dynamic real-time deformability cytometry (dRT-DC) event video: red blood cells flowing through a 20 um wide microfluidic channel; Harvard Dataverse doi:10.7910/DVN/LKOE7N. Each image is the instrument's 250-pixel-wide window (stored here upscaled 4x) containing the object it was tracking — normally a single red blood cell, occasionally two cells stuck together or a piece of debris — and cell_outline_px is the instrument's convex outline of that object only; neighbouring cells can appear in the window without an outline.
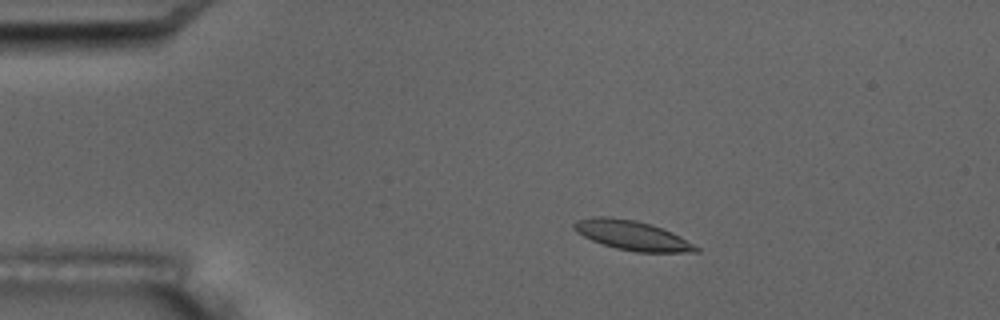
{"species": "common noctule bat (a hibernating species)", "species_latin": "Nyctalus noctula", "temperature_condition": "room temperature", "stored_images_in_passage": 6, "camera_frame_rate_fps": 3000, "um_per_image_px": 0.085, "animal": {"sex": "male", "body_mass_g": 17.5, "forearm_length_mm": 52.3}, "frame": {"image": 1, "passage_image": 3, "time_ms": 2.333, "image_size_px": [1000, 320], "cell_outline_px": [[700, 252], [636, 252], [616, 248], [592, 240], [576, 232], [572, 228], [572, 224], [576, 220], [592, 216], [608, 216], [636, 220], [672, 232], [680, 236], [700, 248]], "centroid_in_image_um": [53.7, 20.0], "position_along_channel_um": 31.3, "area_um2": 20.92}}